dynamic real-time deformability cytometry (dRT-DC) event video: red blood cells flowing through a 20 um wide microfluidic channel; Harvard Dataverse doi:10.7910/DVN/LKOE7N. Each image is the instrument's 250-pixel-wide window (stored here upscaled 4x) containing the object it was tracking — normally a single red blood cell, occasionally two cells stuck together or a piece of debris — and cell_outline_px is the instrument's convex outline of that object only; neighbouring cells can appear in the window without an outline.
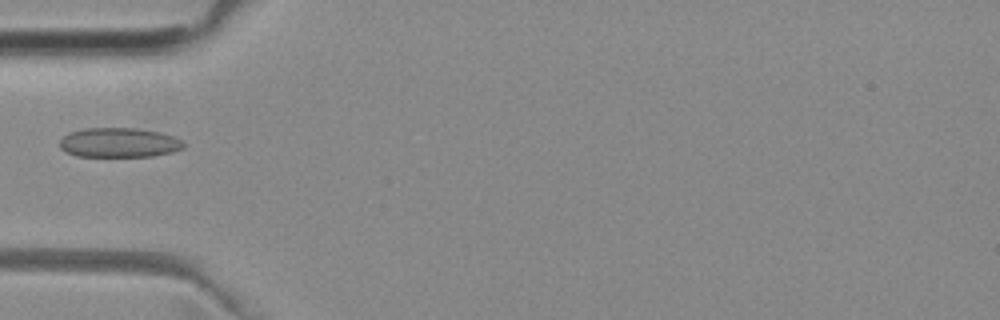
{"species": "common noctule bat (a hibernating species)", "species_latin": "Nyctalus noctula", "temperature_condition": "room temperature", "stored_images_in_passage": 34, "camera_frame_rate_fps": 3000, "um_per_image_px": 0.085, "animal": {"sex": "female", "body_mass_g": 29.2, "forearm_length_mm": 56.3}, "frame": {"image": 1, "passage_image": 1, "time_ms": 0.0, "image_size_px": [1000, 320], "cell_outline_px": [[184, 148], [172, 152], [152, 156], [76, 156], [64, 152], [60, 148], [60, 140], [68, 132], [84, 128], [136, 128], [160, 132], [172, 136], [180, 140], [184, 144]], "centroid_in_image_um": [10.08, 12.12], "position_along_channel_um": 74.9, "area_um2": 21.39}}
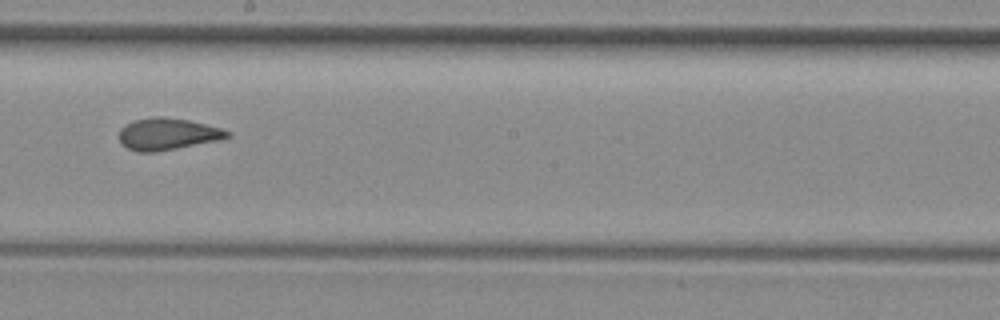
{"frame": {"image": 2, "passage_image": 13, "time_ms": 4.0, "image_size_px": [1000, 320], "cell_outline_px": [[232, 136], [220, 140], [156, 152], [140, 152], [128, 148], [120, 140], [120, 128], [124, 124], [136, 120], [156, 116], [160, 116], [188, 120], [220, 128], [232, 132]], "centroid_in_image_um": [14.27, 11.39], "position_along_channel_um": 233.9, "area_um2": 19.94}}
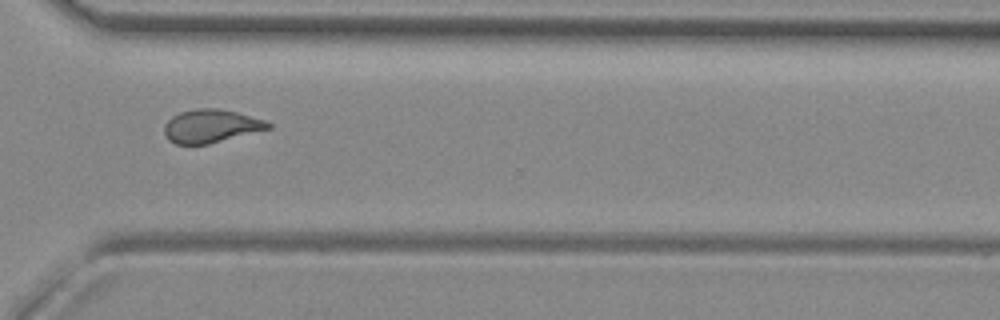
{"frame": {"image": 3, "passage_image": 22, "time_ms": 7.0, "image_size_px": [1000, 320], "cell_outline_px": [[272, 128], [208, 144], [176, 144], [168, 140], [164, 132], [164, 124], [172, 116], [180, 112], [196, 108], [220, 108], [236, 112], [264, 120], [272, 124]], "centroid_in_image_um": [17.92, 10.71], "position_along_channel_um": 352.7, "area_um2": 20.11}}